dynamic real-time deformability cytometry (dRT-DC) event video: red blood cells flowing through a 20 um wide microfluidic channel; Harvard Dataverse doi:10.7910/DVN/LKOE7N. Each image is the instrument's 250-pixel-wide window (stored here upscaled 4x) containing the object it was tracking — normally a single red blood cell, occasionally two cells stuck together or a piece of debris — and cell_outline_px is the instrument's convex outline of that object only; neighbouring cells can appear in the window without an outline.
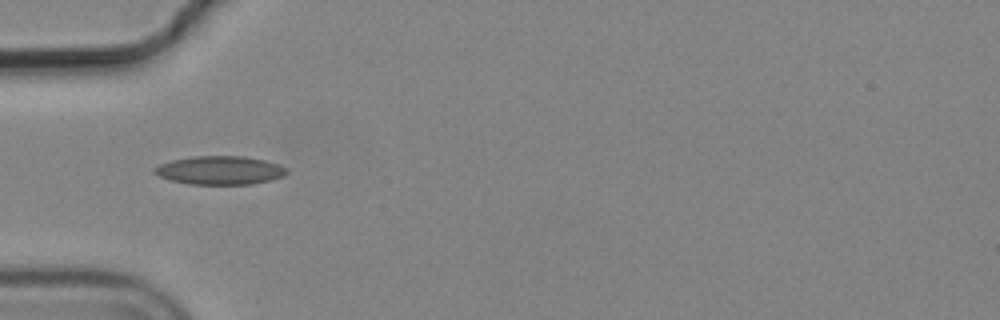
{"species": "common noctule bat (a hibernating species)", "species_latin": "Nyctalus noctula", "temperature_condition": "cold", "stored_images_in_passage": 8, "camera_frame_rate_fps": 3000, "um_per_image_px": 0.085, "animal": {"sex": "male", "body_mass_g": 19.2, "forearm_length_mm": 51.8}, "frame": {"image": 1, "passage_image": 5, "time_ms": 1.333, "image_size_px": [1000, 320], "cell_outline_px": [[288, 172], [284, 176], [252, 184], [188, 184], [168, 180], [152, 172], [152, 168], [160, 164], [172, 160], [192, 156], [244, 156], [264, 160], [280, 164], [288, 168]], "centroid_in_image_um": [18.68, 14.47], "position_along_channel_um": 66.3, "area_um2": 22.14}}
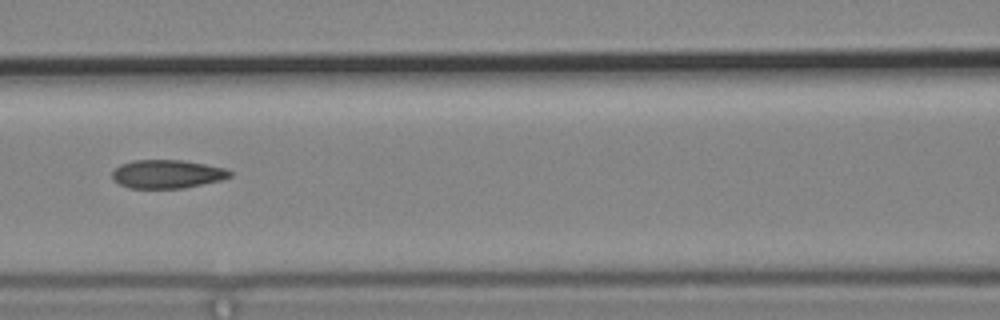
{"frame": {"image": 2, "passage_image": 7, "time_ms": 2.0, "image_size_px": [1000, 320], "cell_outline_px": [[232, 176], [220, 180], [184, 188], [128, 188], [112, 180], [112, 172], [120, 164], [132, 160], [180, 160], [204, 164], [224, 168], [232, 172]], "centroid_in_image_um": [14.17, 14.79], "position_along_channel_um": 152.4, "area_um2": 19.48}}
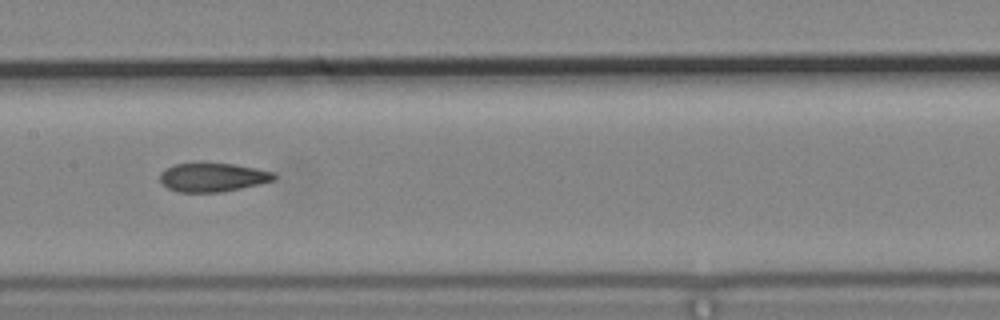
{"frame": {"image": 3, "passage_image": 8, "time_ms": 2.333, "image_size_px": [1000, 320], "cell_outline_px": [[276, 180], [260, 184], [220, 192], [176, 192], [160, 184], [160, 172], [164, 168], [172, 164], [232, 164], [256, 168], [272, 172], [276, 176]], "centroid_in_image_um": [18.04, 15.08], "position_along_channel_um": 189.4, "area_um2": 19.07}}